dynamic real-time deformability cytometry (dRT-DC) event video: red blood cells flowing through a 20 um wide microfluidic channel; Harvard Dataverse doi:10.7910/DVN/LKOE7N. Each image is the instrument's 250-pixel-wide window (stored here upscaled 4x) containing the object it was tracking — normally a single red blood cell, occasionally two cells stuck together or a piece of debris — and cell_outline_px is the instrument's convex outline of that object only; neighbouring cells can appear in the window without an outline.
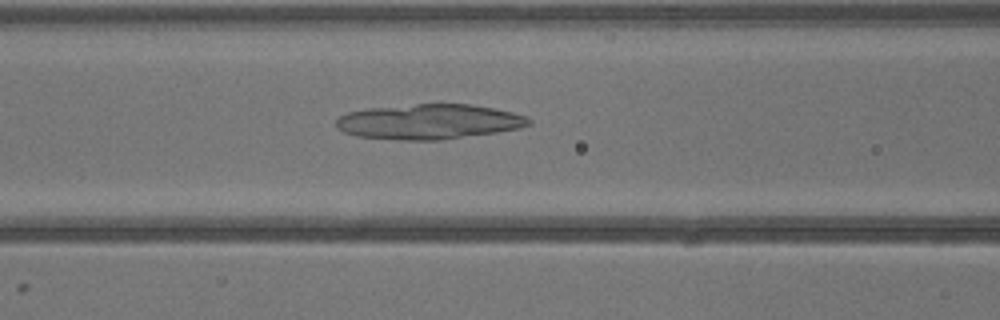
{"species": "common noctule bat (a hibernating species)", "species_latin": "Nyctalus noctula", "temperature_condition": "warm", "stored_images_in_passage": 40, "camera_frame_rate_fps": 3000, "um_per_image_px": 0.085, "animal": {"sex": "male", "body_mass_g": 13.3}, "frame": {"image": 1, "passage_image": 17, "time_ms": 5.333, "image_size_px": [1000, 320], "cell_outline_px": [[532, 124], [520, 128], [496, 132], [444, 140], [396, 140], [356, 136], [344, 132], [336, 128], [336, 120], [340, 116], [348, 112], [364, 108], [416, 104], [472, 104], [512, 112], [528, 116], [532, 120]], "centroid_in_image_um": [36.46, 10.34], "position_along_channel_um": 130.1, "area_um2": 39.71}}
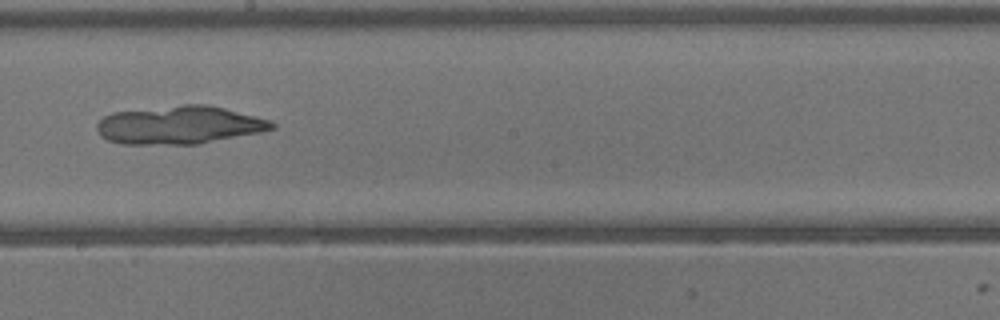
{"frame": {"image": 2, "passage_image": 23, "time_ms": 7.333, "image_size_px": [1000, 320], "cell_outline_px": [[276, 128], [260, 132], [200, 144], [124, 144], [108, 140], [96, 128], [96, 124], [104, 116], [112, 112], [184, 104], [208, 104], [224, 108], [268, 120], [276, 124]], "centroid_in_image_um": [15.25, 10.62], "position_along_channel_um": 233.0, "area_um2": 38.67}}
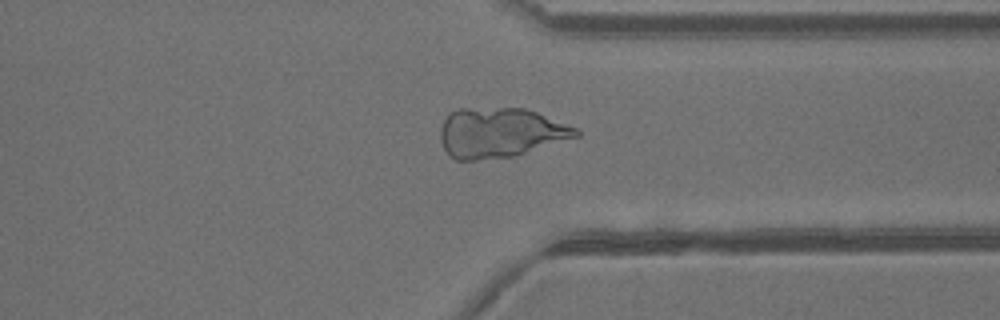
{"frame": {"image": 3, "passage_image": 31, "time_ms": 10.0, "image_size_px": [1000, 320], "cell_outline_px": [[580, 136], [512, 156], [476, 160], [456, 160], [448, 156], [440, 140], [440, 128], [444, 120], [456, 108], [524, 108], [536, 112], [576, 128], [580, 132]], "centroid_in_image_um": [42.47, 11.28], "position_along_channel_um": 368.9, "area_um2": 39.13}}